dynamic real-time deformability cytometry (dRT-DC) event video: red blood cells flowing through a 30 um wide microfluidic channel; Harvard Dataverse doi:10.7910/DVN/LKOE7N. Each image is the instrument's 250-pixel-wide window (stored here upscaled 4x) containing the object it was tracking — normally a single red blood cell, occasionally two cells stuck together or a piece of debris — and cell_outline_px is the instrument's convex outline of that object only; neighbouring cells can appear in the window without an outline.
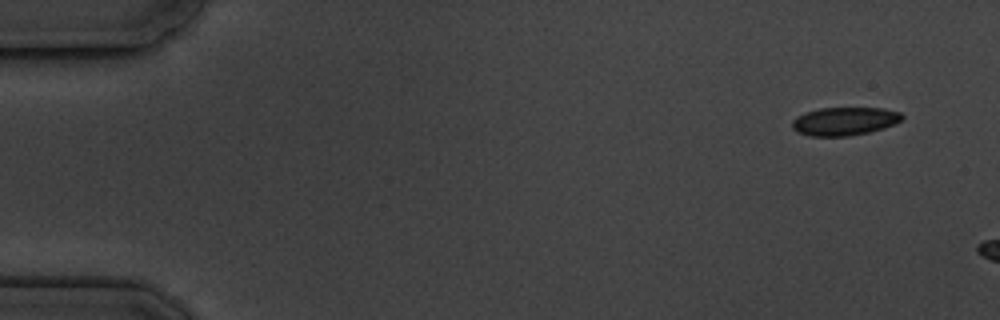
{"species": "common noctule bat (a hibernating species)", "species_latin": "Nyctalus noctula", "temperature_condition": "cold", "stored_images_in_passage": 4, "camera_frame_rate_fps": 3000, "um_per_image_px": 0.085, "animal": {"sex": "male", "body_mass_g": 19.5, "forearm_length_mm": 54.6}, "frame": {"image": 1, "passage_image": 1, "time_ms": 0.0, "image_size_px": [1000, 320], "cell_outline_px": [[904, 116], [900, 120], [884, 128], [868, 132], [848, 136], [808, 136], [796, 132], [792, 128], [792, 120], [796, 116], [804, 112], [820, 108], [884, 108], [900, 112]], "centroid_in_image_um": [71.73, 10.3], "position_along_channel_um": 13.3, "area_um2": 18.15}}